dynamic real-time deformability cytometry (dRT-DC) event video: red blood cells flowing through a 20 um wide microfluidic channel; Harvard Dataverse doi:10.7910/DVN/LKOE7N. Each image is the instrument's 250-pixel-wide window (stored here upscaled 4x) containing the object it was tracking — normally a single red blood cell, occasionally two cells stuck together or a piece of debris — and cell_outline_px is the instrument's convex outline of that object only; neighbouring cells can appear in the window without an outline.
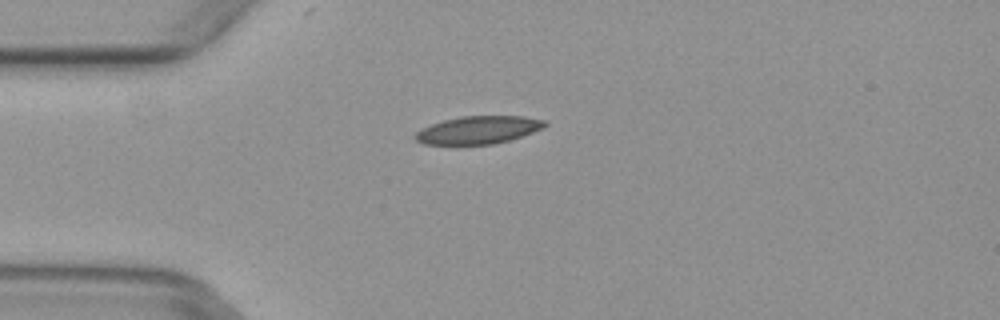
{"species": "common noctule bat (a hibernating species)", "species_latin": "Nyctalus noctula", "temperature_condition": "warm", "stored_images_in_passage": 1, "camera_frame_rate_fps": 3000, "um_per_image_px": 0.085, "animal": {"sex": "female", "body_mass_g": 29.2, "forearm_length_mm": 56.3}, "frame": {"image": 1, "passage_image": 1, "time_ms": 0.0, "image_size_px": [1000, 320], "cell_outline_px": [[548, 124], [532, 132], [508, 140], [492, 144], [424, 144], [416, 140], [412, 136], [420, 128], [444, 120], [460, 116], [524, 116], [544, 120]], "centroid_in_image_um": [40.6, 11.04], "position_along_channel_um": 44.4, "area_um2": 20.75}}